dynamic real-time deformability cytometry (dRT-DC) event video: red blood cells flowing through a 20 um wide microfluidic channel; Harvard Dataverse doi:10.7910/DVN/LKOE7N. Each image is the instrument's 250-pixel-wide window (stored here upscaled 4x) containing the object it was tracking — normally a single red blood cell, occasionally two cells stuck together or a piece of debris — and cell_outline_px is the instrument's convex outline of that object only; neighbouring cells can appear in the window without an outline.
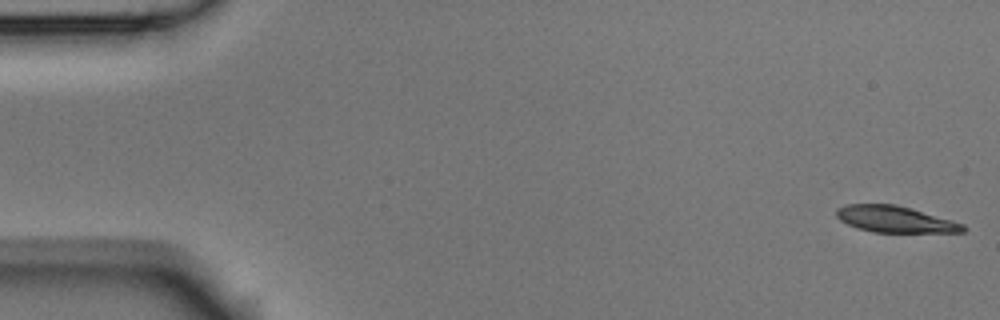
{"species": "Egyptian fruit bat (a non-hibernating species)", "species_latin": "Rousettus aegyptiacus", "temperature_condition": "room temperature", "stored_images_in_passage": 5, "camera_frame_rate_fps": 3000, "um_per_image_px": 0.085, "animal": {"sex": "male"}, "frame": {"image": 1, "passage_image": 1, "time_ms": 0.0, "image_size_px": [1000, 320], "cell_outline_px": [[968, 228], [964, 232], [872, 232], [856, 228], [840, 220], [836, 216], [836, 208], [844, 204], [896, 204], [964, 224]], "centroid_in_image_um": [76.04, 18.63], "position_along_channel_um": 9.0, "area_um2": 19.42}}
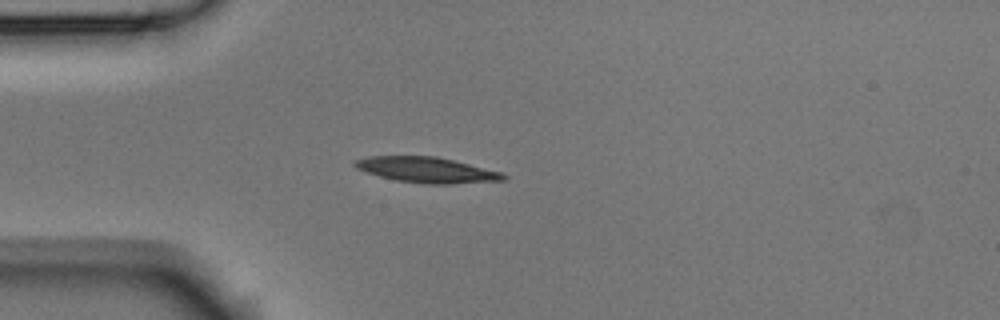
{"frame": {"image": 2, "passage_image": 4, "time_ms": 1.0, "image_size_px": [1000, 320], "cell_outline_px": [[508, 176], [504, 180], [452, 184], [424, 184], [396, 180], [380, 176], [356, 168], [352, 164], [352, 160], [368, 156], [436, 156], [504, 172]], "centroid_in_image_um": [36.29, 14.44], "position_along_channel_um": 48.7, "area_um2": 22.25}}